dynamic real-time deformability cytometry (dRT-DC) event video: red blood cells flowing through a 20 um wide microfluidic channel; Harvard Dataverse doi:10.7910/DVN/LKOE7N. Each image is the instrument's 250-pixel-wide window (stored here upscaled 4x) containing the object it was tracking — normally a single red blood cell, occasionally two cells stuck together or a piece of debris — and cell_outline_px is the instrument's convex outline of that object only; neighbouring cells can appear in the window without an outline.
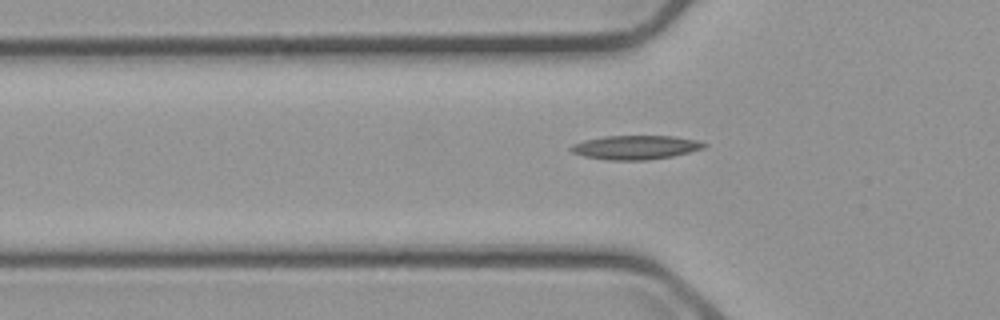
{"species": "common noctule bat (a hibernating species)", "species_latin": "Nyctalus noctula", "temperature_condition": "cold", "stored_images_in_passage": 6, "camera_frame_rate_fps": 3000, "um_per_image_px": 0.085, "animal": {"sex": "male", "body_mass_g": 23.1, "forearm_length_mm": 52.7}, "frame": {"image": 1, "passage_image": 6, "time_ms": 5.667, "image_size_px": [1000, 320], "cell_outline_px": [[708, 144], [704, 148], [672, 156], [644, 160], [608, 160], [584, 156], [572, 152], [568, 148], [572, 144], [584, 140], [604, 136], [672, 136], [696, 140]], "centroid_in_image_um": [53.98, 12.52], "position_along_channel_um": 71.8, "area_um2": 18.5}}